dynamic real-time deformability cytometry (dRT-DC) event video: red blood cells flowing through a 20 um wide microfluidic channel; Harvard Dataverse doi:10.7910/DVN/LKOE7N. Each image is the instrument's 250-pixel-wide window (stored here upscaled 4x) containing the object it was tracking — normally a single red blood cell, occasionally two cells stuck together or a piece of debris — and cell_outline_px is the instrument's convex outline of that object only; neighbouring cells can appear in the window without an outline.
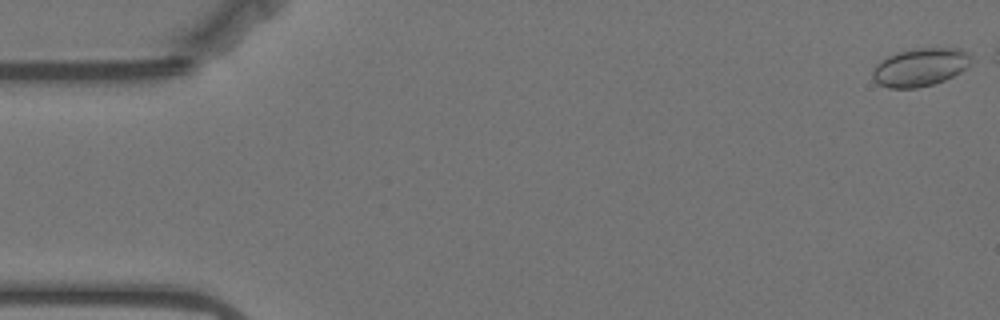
{"species": "Egyptian fruit bat (a non-hibernating species)", "species_latin": "Rousettus aegyptiacus", "temperature_condition": "warm", "stored_images_in_passage": 47, "camera_frame_rate_fps": 3000, "um_per_image_px": 0.085, "animal": {"sex": "female"}, "frame": {"image": 1, "passage_image": 1, "time_ms": 0.0, "image_size_px": [1000, 320], "cell_outline_px": [[976, 60], [960, 72], [944, 80], [932, 84], [916, 88], [888, 88], [876, 84], [872, 80], [872, 68], [880, 60], [896, 52], [912, 48], [960, 48], [976, 56]], "centroid_in_image_um": [78.23, 5.69], "position_along_channel_um": 6.8, "area_um2": 22.48}}
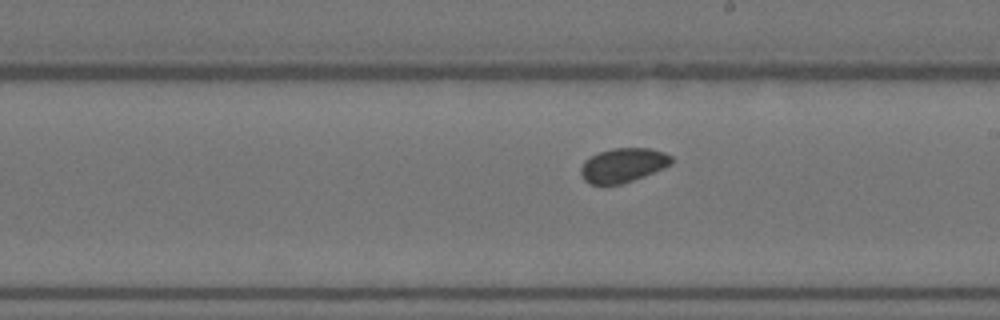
{"frame": {"image": 2, "passage_image": 32, "time_ms": 10.333, "image_size_px": [1000, 320], "cell_outline_px": [[672, 164], [664, 168], [644, 176], [620, 184], [592, 184], [584, 180], [580, 172], [580, 168], [584, 160], [600, 152], [612, 148], [648, 148], [664, 152], [672, 156]], "centroid_in_image_um": [52.96, 14.03], "position_along_channel_um": 236.0, "area_um2": 17.98}}
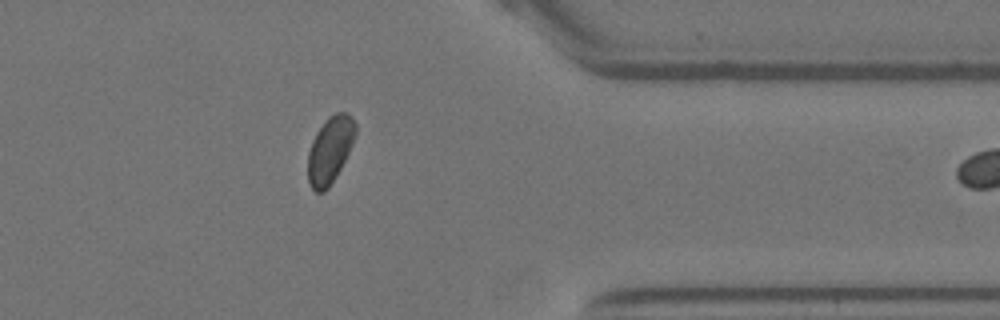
{"frame": {"image": 3, "passage_image": 46, "time_ms": 15.0, "image_size_px": [1000, 320], "cell_outline_px": [[356, 132], [352, 144], [340, 168], [328, 188], [324, 192], [316, 192], [312, 188], [308, 180], [308, 152], [312, 140], [316, 132], [324, 120], [328, 116], [336, 112], [348, 112], [352, 116], [356, 124]], "centroid_in_image_um": [28.04, 12.7], "position_along_channel_um": 383.4, "area_um2": 18.44}}